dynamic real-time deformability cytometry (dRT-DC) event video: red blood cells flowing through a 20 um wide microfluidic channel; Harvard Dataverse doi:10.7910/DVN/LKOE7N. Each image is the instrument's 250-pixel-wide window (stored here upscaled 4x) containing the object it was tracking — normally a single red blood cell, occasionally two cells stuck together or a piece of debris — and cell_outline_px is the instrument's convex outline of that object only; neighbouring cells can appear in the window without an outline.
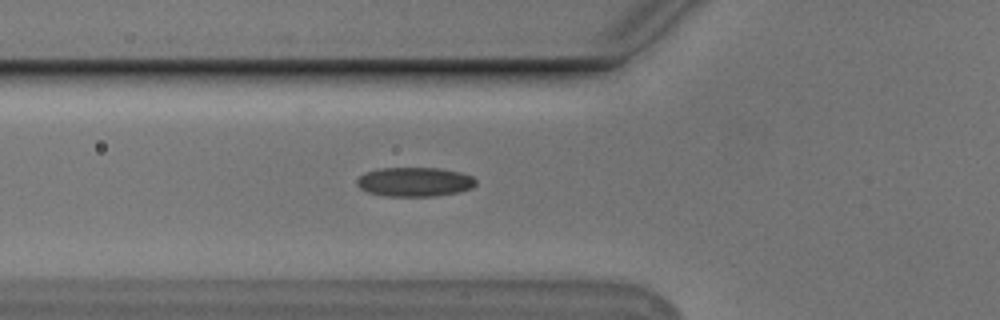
{"species": "Egyptian fruit bat (a non-hibernating species)", "species_latin": "Rousettus aegyptiacus", "temperature_condition": "cold", "stored_images_in_passage": 38, "camera_frame_rate_fps": 3000, "um_per_image_px": 0.085, "animal": {"sex": "male"}, "frame": {"image": 1, "passage_image": 5, "time_ms": 1.333, "image_size_px": [1000, 320], "cell_outline_px": [[476, 184], [472, 188], [460, 192], [432, 196], [384, 196], [368, 192], [360, 188], [356, 184], [356, 180], [364, 172], [380, 168], [440, 168], [460, 172], [472, 176], [476, 180]], "centroid_in_image_um": [35.24, 15.46], "position_along_channel_um": 90.6, "area_um2": 20.4}}
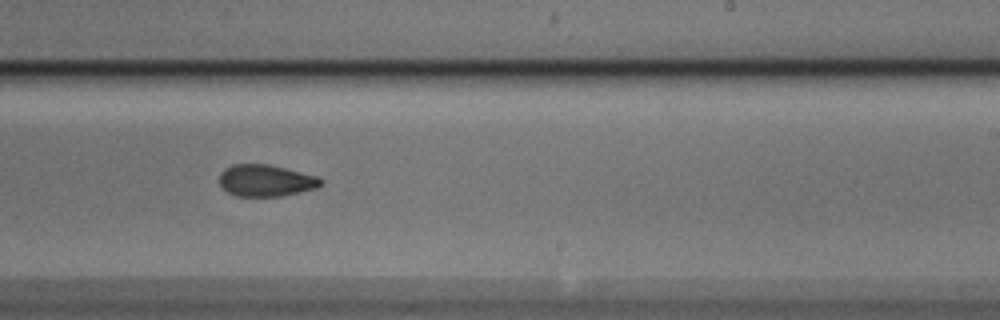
{"frame": {"image": 2, "passage_image": 19, "time_ms": 6.0, "image_size_px": [1000, 320], "cell_outline_px": [[324, 184], [316, 188], [280, 196], [236, 196], [228, 192], [220, 184], [220, 172], [224, 168], [232, 164], [268, 164], [316, 176], [324, 180]], "centroid_in_image_um": [22.59, 15.34], "position_along_channel_um": 266.4, "area_um2": 18.67}}
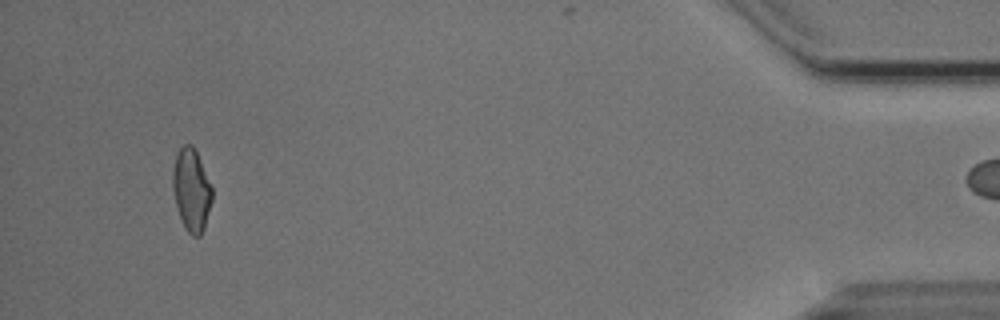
{"frame": {"image": 3, "passage_image": 37, "time_ms": 12.0, "image_size_px": [1000, 320], "cell_outline_px": [[212, 200], [204, 228], [200, 236], [192, 236], [184, 228], [176, 208], [172, 188], [172, 168], [176, 156], [180, 148], [184, 144], [192, 144], [200, 160], [212, 188]], "centroid_in_image_um": [16.25, 16.17], "position_along_channel_um": 419.0, "area_um2": 18.96}}